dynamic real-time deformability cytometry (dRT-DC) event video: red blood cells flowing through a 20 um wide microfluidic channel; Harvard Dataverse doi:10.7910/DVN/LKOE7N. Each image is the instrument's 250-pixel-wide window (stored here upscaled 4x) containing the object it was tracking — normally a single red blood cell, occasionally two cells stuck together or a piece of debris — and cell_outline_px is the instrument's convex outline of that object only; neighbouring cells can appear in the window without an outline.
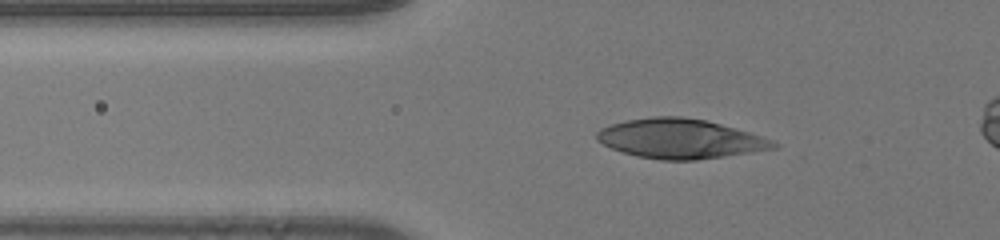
{"species": "human", "species_latin": "Homo sapiens", "temperature_condition": "room temperature", "stored_images_in_passage": 57, "camera_frame_rate_fps": 3000, "um_per_image_px": 0.085, "donor": {"sex": "male"}, "frame": {"image": 1, "passage_image": 25, "time_ms": 8.0, "image_size_px": [1000, 240], "cell_outline_px": [[780, 148], [696, 160], [660, 160], [636, 156], [612, 148], [596, 140], [596, 132], [600, 128], [612, 124], [628, 120], [652, 116], [680, 116], [708, 120], [748, 132], [772, 140], [780, 144]], "centroid_in_image_um": [57.83, 11.79], "position_along_channel_um": 68.0, "area_um2": 40.69}}
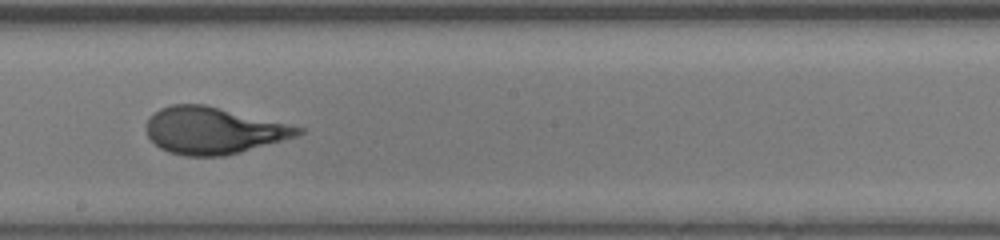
{"frame": {"image": 2, "passage_image": 38, "time_ms": 12.333, "image_size_px": [1000, 240], "cell_outline_px": [[304, 132], [296, 136], [240, 152], [224, 156], [184, 156], [168, 152], [160, 148], [148, 136], [144, 128], [148, 120], [160, 108], [172, 104], [204, 104], [304, 128]], "centroid_in_image_um": [18.09, 11.1], "position_along_channel_um": 230.1, "area_um2": 40.98}}
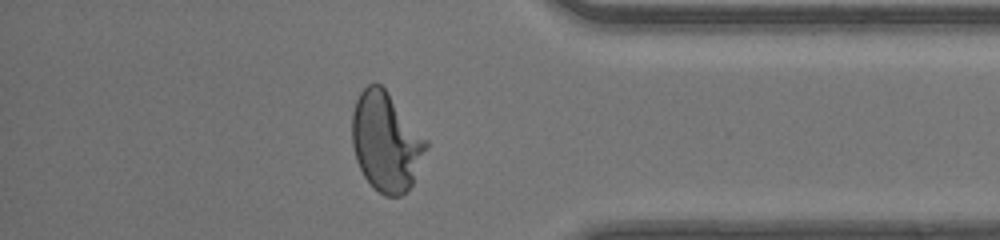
{"frame": {"image": 3, "passage_image": 51, "time_ms": 16.667, "image_size_px": [1000, 240], "cell_outline_px": [[428, 144], [412, 184], [400, 196], [384, 196], [372, 188], [364, 176], [356, 160], [352, 144], [352, 112], [356, 100], [360, 92], [368, 84], [380, 84], [384, 88], [428, 140]], "centroid_in_image_um": [32.79, 12.06], "position_along_channel_um": 402.4, "area_um2": 42.43}}